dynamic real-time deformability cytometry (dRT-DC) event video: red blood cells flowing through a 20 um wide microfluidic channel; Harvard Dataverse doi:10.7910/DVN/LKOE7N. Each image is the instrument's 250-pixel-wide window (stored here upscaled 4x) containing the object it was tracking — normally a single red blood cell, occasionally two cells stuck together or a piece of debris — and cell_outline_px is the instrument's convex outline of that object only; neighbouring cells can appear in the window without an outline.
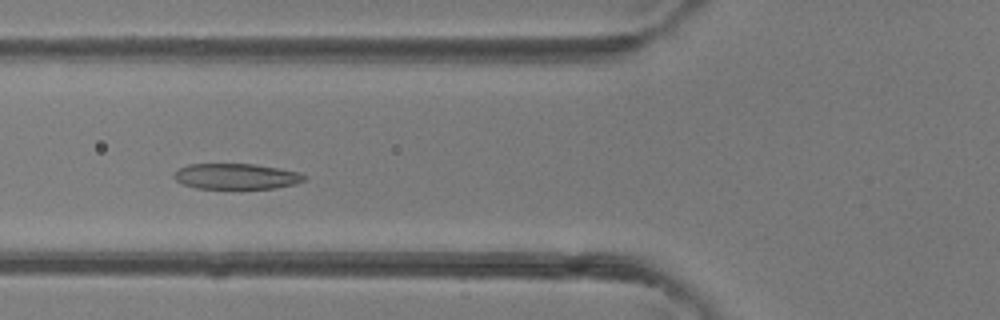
{"species": "common noctule bat (a hibernating species)", "species_latin": "Nyctalus noctula", "temperature_condition": "room temperature", "stored_images_in_passage": 4, "camera_frame_rate_fps": 3000, "um_per_image_px": 0.085, "animal": {"sex": "female"}, "frame": {"image": 1, "passage_image": 4, "time_ms": 3.333, "image_size_px": [1000, 320], "cell_outline_px": [[308, 176], [304, 180], [296, 184], [276, 188], [196, 188], [184, 184], [176, 180], [172, 176], [180, 168], [188, 164], [256, 164], [300, 172]], "centroid_in_image_um": [20.12, 14.98], "position_along_channel_um": 105.7, "area_um2": 19.42}}